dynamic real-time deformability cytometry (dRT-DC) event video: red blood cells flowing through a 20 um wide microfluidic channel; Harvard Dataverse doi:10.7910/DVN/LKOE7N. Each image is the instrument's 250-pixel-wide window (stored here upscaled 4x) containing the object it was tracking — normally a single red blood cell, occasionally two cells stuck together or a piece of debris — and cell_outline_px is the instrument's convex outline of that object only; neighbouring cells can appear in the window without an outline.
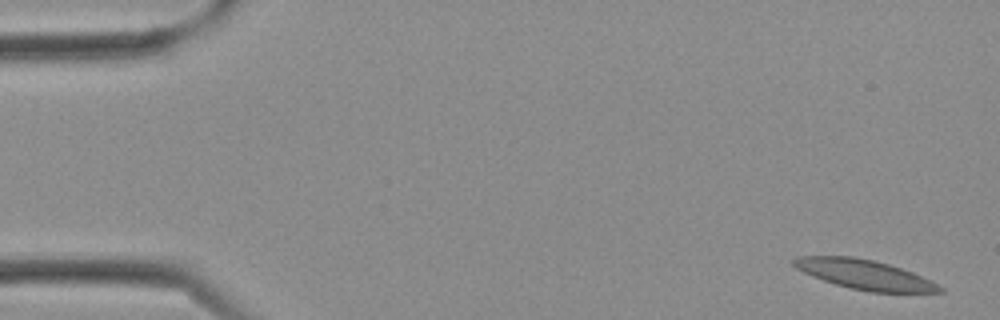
{"species": "Egyptian fruit bat (a non-hibernating species)", "species_latin": "Rousettus aegyptiacus", "temperature_condition": "cold", "stored_images_in_passage": 31, "camera_frame_rate_fps": 3000, "um_per_image_px": 0.085, "frame": {"image": 1, "passage_image": 1, "time_ms": 0.0, "image_size_px": [1000, 320], "cell_outline_px": [[944, 292], [868, 292], [836, 284], [812, 276], [796, 268], [792, 264], [792, 260], [796, 256], [856, 256], [888, 264], [912, 272], [932, 280], [940, 284], [944, 288]], "centroid_in_image_um": [73.51, 23.33], "position_along_channel_um": 11.5, "area_um2": 25.14}}
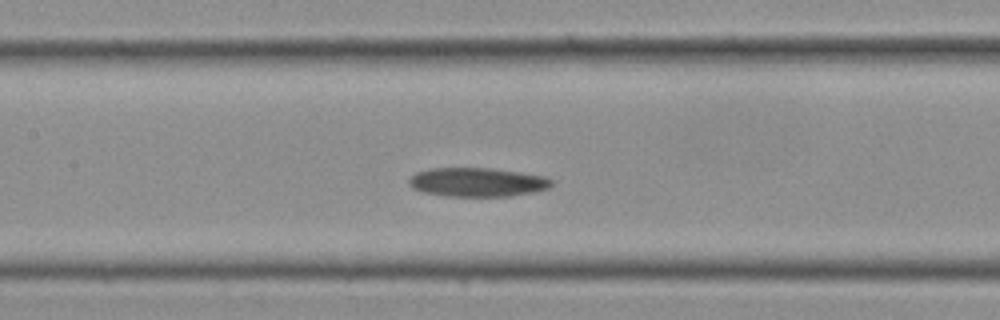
{"frame": {"image": 2, "passage_image": 14, "time_ms": 4.333, "image_size_px": [1000, 320], "cell_outline_px": [[552, 184], [548, 188], [536, 192], [508, 196], [448, 196], [424, 192], [412, 188], [408, 184], [408, 180], [416, 172], [432, 168], [492, 168], [520, 172], [544, 176], [552, 180]], "centroid_in_image_um": [40.57, 15.48], "position_along_channel_um": 166.8, "area_um2": 24.04}}
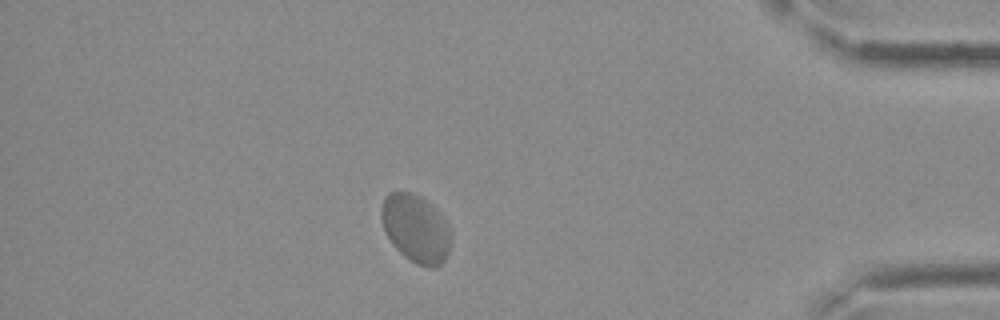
{"frame": {"image": 3, "passage_image": 27, "time_ms": 8.667, "image_size_px": [1000, 320], "cell_outline_px": [[452, 240], [448, 252], [444, 260], [440, 264], [432, 268], [428, 268], [416, 264], [404, 256], [392, 244], [380, 220], [380, 208], [384, 196], [388, 192], [412, 192], [420, 196], [440, 212], [448, 224], [452, 232]], "centroid_in_image_um": [35.35, 19.41], "position_along_channel_um": 399.9, "area_um2": 27.98}}